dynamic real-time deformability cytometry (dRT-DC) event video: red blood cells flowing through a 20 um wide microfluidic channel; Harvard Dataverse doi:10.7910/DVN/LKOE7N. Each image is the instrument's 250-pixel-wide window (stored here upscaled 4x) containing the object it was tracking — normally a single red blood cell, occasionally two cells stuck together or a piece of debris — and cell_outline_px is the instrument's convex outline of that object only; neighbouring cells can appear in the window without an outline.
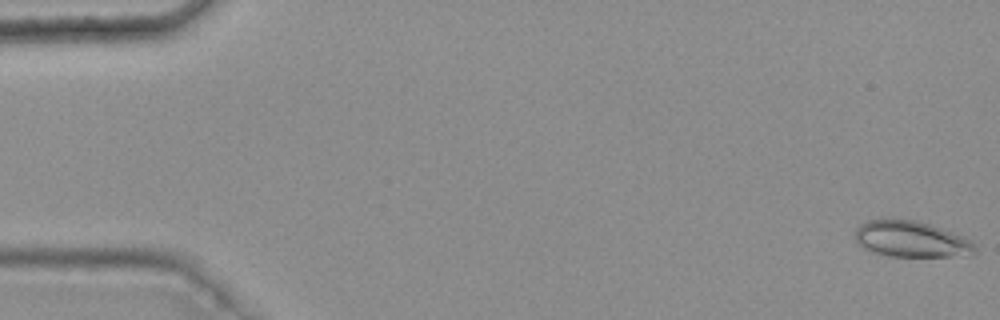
{"species": "common noctule bat (a hibernating species)", "species_latin": "Nyctalus noctula", "temperature_condition": "warm", "stored_images_in_passage": 5, "camera_frame_rate_fps": 3000, "um_per_image_px": 0.085, "animal": {"sex": "female", "body_mass_g": 25.1}, "frame": {"image": 1, "passage_image": 1, "time_ms": 0.0, "image_size_px": [1000, 320], "cell_outline_px": [[976, 252], [948, 256], [888, 256], [868, 252], [856, 240], [856, 228], [860, 224], [868, 220], [916, 220], [964, 236], [972, 240], [976, 244]], "centroid_in_image_um": [77.44, 20.34], "position_along_channel_um": 7.6, "area_um2": 24.91}}